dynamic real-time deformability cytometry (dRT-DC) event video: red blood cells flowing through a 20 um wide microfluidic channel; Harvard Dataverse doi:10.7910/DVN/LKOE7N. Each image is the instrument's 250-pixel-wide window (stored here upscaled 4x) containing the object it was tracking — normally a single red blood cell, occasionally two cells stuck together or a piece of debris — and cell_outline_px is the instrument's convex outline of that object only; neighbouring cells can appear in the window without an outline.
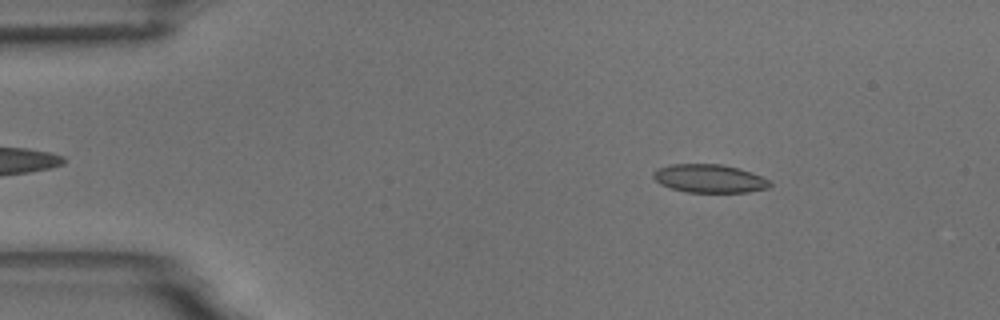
{"species": "common noctule bat (a hibernating species)", "species_latin": "Nyctalus noctula", "temperature_condition": "room temperature", "stored_images_in_passage": 53, "camera_frame_rate_fps": 3000, "um_per_image_px": 0.085, "animal": {"sex": "male", "body_mass_g": 18.8}, "frame": {"image": 1, "passage_image": 7, "time_ms": 2.0, "image_size_px": [1000, 320], "cell_outline_px": [[772, 184], [768, 188], [748, 192], [688, 192], [672, 188], [660, 184], [652, 176], [652, 172], [656, 168], [672, 164], [720, 164], [740, 168], [752, 172], [768, 180]], "centroid_in_image_um": [60.28, 15.17], "position_along_channel_um": 24.7, "area_um2": 19.25}}
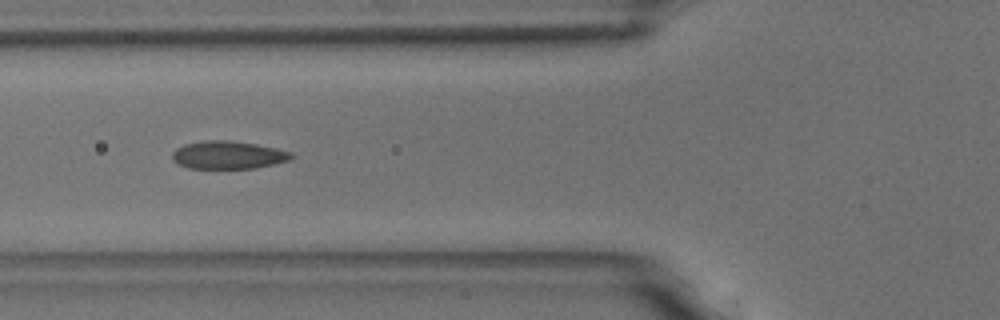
{"frame": {"image": 2, "passage_image": 19, "time_ms": 6.0, "image_size_px": [1000, 320], "cell_outline_px": [[296, 156], [288, 160], [256, 168], [188, 168], [176, 164], [172, 160], [172, 152], [176, 148], [184, 144], [204, 140], [232, 140], [256, 144], [276, 148], [292, 152]], "centroid_in_image_um": [19.36, 13.17], "position_along_channel_um": 106.4, "area_um2": 19.54}}
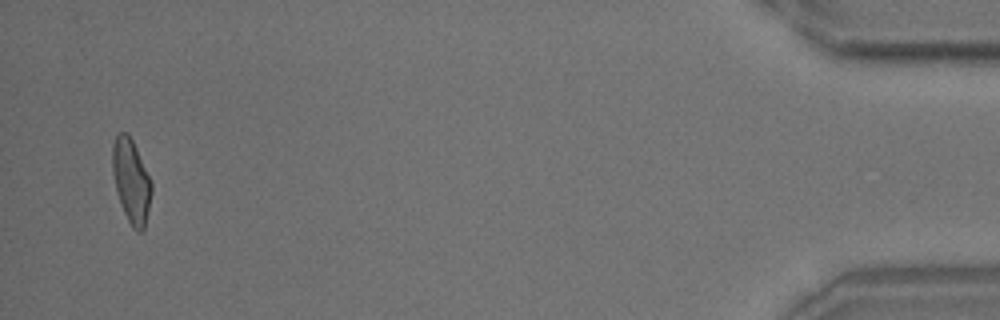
{"frame": {"image": 3, "passage_image": 51, "time_ms": 16.667, "image_size_px": [1000, 320], "cell_outline_px": [[152, 192], [144, 228], [140, 232], [136, 232], [132, 228], [120, 204], [112, 172], [112, 144], [116, 136], [120, 132], [128, 132], [136, 148], [152, 184]], "centroid_in_image_um": [11.14, 15.38], "position_along_channel_um": 424.1, "area_um2": 18.9}, "authors_computed_cell_mechanics": {"area_um2": 19.1896, "velocity_mm_per_s": 3.7587, "shape_relaxation_time_tau1_ms": 8.6382, "shape_relaxation_time_tau2_ms": 1.4193, "deformation_change_tau1": 0.1919, "deformation_change_tau2": 0.0539}}